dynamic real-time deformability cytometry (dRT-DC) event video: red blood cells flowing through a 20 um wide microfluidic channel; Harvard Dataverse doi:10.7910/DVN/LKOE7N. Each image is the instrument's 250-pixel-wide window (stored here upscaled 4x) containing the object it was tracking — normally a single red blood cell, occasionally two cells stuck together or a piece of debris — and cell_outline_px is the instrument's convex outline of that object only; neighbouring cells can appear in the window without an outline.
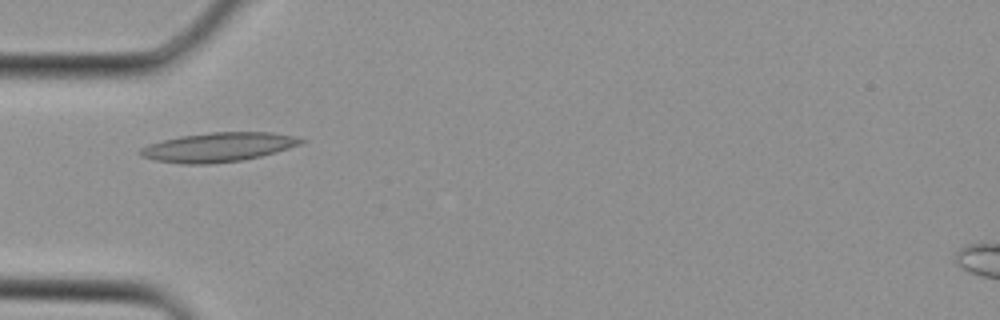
{"species": "Egyptian fruit bat (a non-hibernating species)", "species_latin": "Rousettus aegyptiacus", "temperature_condition": "cold", "stored_images_in_passage": 2, "camera_frame_rate_fps": 3000, "um_per_image_px": 0.085, "animal": {"sex": "female"}, "frame": {"image": 1, "passage_image": 2, "time_ms": 0.333, "image_size_px": [1000, 320], "cell_outline_px": [[308, 140], [300, 144], [276, 152], [260, 156], [240, 160], [208, 164], [180, 164], [156, 160], [140, 156], [136, 152], [140, 148], [148, 144], [180, 136], [212, 132], [272, 132], [292, 136]], "centroid_in_image_um": [18.51, 12.51], "position_along_channel_um": 66.5, "area_um2": 27.28}}